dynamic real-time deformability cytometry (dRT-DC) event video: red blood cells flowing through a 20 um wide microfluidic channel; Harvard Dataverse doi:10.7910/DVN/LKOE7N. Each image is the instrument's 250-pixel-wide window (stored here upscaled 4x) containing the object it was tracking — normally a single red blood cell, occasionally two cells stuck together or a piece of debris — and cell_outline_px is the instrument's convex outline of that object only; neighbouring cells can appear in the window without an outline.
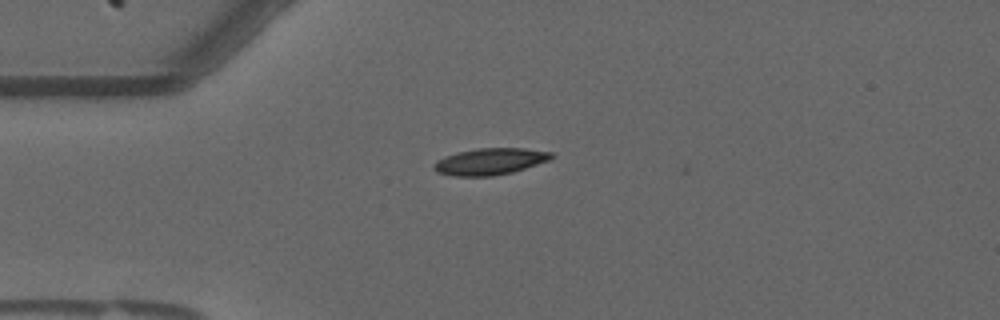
{"species": "common noctule bat (a hibernating species)", "species_latin": "Nyctalus noctula", "temperature_condition": "warm", "stored_images_in_passage": 6, "camera_frame_rate_fps": 3000, "um_per_image_px": 0.085, "animal": {"sex": "male", "forearm_length_mm": 52.5}, "frame": {"image": 1, "passage_image": 1, "time_ms": 0.0, "image_size_px": [1000, 320], "cell_outline_px": [[556, 156], [548, 160], [512, 172], [492, 176], [452, 176], [436, 172], [432, 168], [432, 164], [444, 156], [456, 152], [476, 148], [524, 148], [552, 152]], "centroid_in_image_um": [41.6, 13.72], "position_along_channel_um": 43.4, "area_um2": 18.32}}